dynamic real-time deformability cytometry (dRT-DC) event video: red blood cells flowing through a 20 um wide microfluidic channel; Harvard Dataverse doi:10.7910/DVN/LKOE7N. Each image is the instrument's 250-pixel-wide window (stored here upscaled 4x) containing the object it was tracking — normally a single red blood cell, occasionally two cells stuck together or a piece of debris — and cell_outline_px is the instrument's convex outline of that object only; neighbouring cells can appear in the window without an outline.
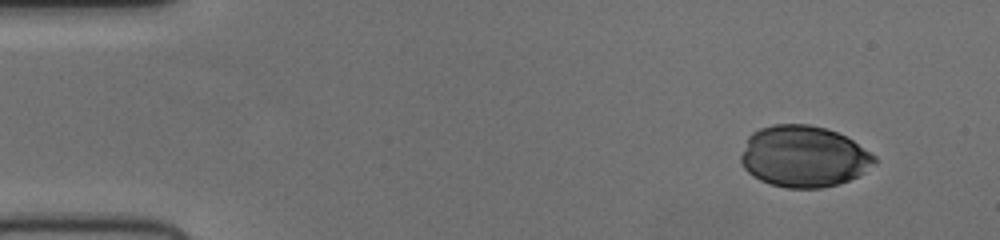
{"species": "human", "species_latin": "Homo sapiens", "temperature_condition": "cold", "stored_images_in_passage": 48, "camera_frame_rate_fps": 3000, "um_per_image_px": 0.085, "donor": {"sex": "female"}, "frame": {"image": 1, "passage_image": 1, "time_ms": 0.0, "image_size_px": [1000, 240], "cell_outline_px": [[876, 164], [864, 172], [848, 180], [836, 184], [820, 188], [788, 188], [768, 184], [752, 176], [744, 168], [740, 160], [740, 156], [748, 136], [752, 132], [760, 128], [772, 124], [808, 124], [824, 128], [836, 132], [852, 140], [876, 156]], "centroid_in_image_um": [68.29, 13.3], "position_along_channel_um": 16.7, "area_um2": 47.8}}
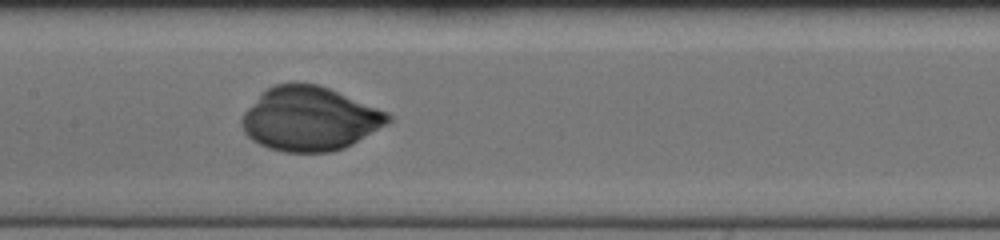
{"frame": {"image": 2, "passage_image": 22, "time_ms": 7.0, "image_size_px": [1000, 240], "cell_outline_px": [[392, 120], [388, 124], [352, 144], [344, 148], [332, 152], [284, 152], [268, 148], [252, 140], [244, 132], [240, 124], [240, 120], [244, 112], [260, 92], [276, 84], [320, 84], [388, 112], [392, 116]], "centroid_in_image_um": [26.32, 10.1], "position_along_channel_um": 181.1, "area_um2": 54.62}}
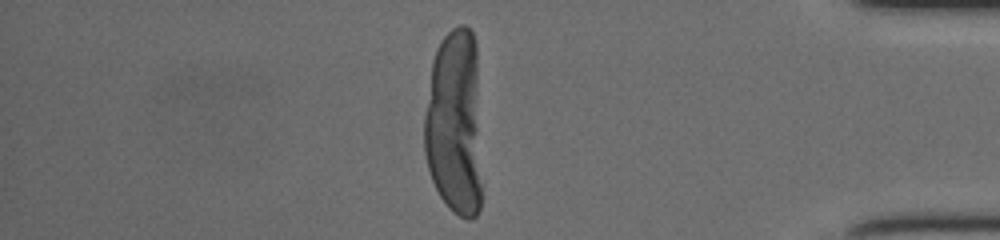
{"frame": {"image": 3, "passage_image": 41, "time_ms": 13.333, "image_size_px": [1000, 240], "cell_outline_px": [[480, 208], [476, 216], [472, 220], [468, 220], [452, 212], [448, 208], [440, 196], [432, 180], [428, 168], [424, 152], [424, 116], [432, 60], [436, 48], [444, 36], [452, 28], [460, 24], [464, 24], [472, 32], [476, 40], [480, 184]], "centroid_in_image_um": [38.62, 10.45], "position_along_channel_um": 396.6, "area_um2": 63.0}}